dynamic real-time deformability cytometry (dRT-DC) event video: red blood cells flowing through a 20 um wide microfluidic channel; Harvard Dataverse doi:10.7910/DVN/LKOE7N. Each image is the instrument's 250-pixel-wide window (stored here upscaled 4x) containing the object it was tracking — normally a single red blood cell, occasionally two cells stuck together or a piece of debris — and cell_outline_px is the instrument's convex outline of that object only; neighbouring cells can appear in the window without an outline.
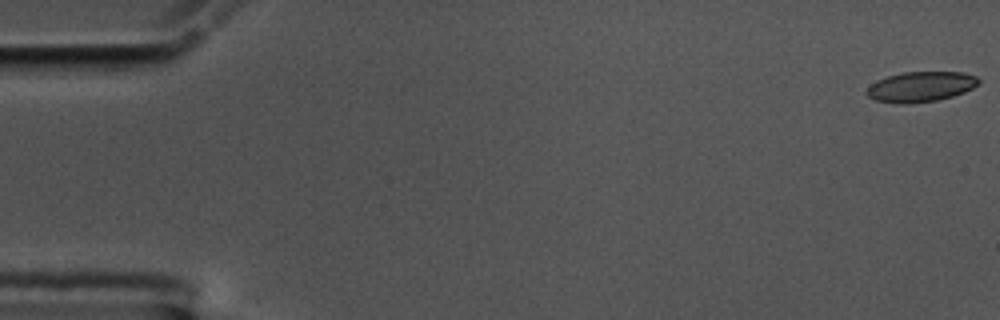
{"species": "common noctule bat (a hibernating species)", "species_latin": "Nyctalus noctula", "temperature_condition": "cold", "stored_images_in_passage": 57, "camera_frame_rate_fps": 3000, "um_per_image_px": 0.085, "animal": {"sex": "male", "body_mass_g": 17.5, "forearm_length_mm": 52.3}, "frame": {"image": 1, "passage_image": 1, "time_ms": 0.0, "image_size_px": [1000, 320], "cell_outline_px": [[980, 80], [972, 88], [964, 92], [952, 96], [936, 100], [908, 104], [896, 104], [876, 100], [868, 96], [864, 92], [876, 80], [900, 72], [964, 72], [976, 76]], "centroid_in_image_um": [78.23, 7.37], "position_along_channel_um": 6.8, "area_um2": 19.71}}
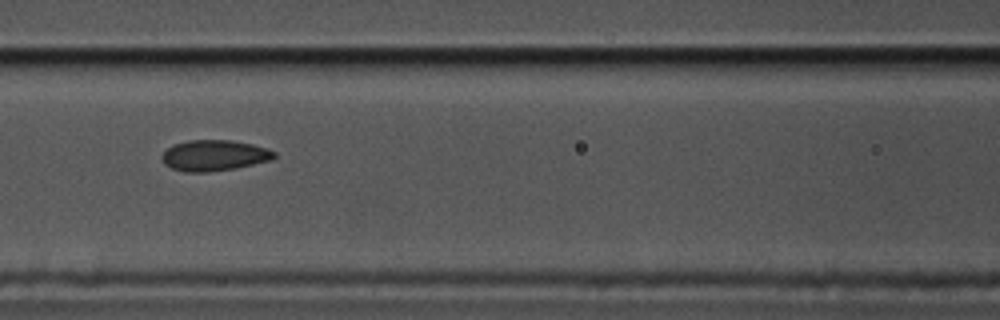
{"frame": {"image": 2, "passage_image": 25, "time_ms": 8.0, "image_size_px": [1000, 320], "cell_outline_px": [[276, 156], [272, 160], [236, 168], [208, 172], [184, 172], [172, 168], [164, 164], [160, 156], [172, 144], [188, 140], [232, 140], [252, 144], [268, 148], [276, 152]], "centroid_in_image_um": [18.21, 13.21], "position_along_channel_um": 148.4, "area_um2": 20.4}}
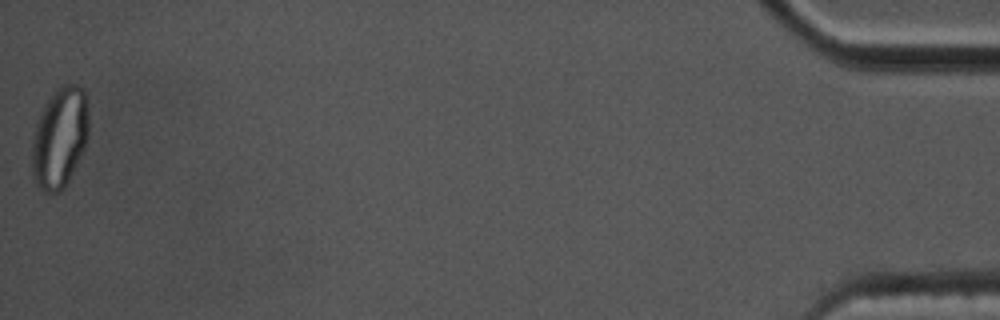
{"frame": {"image": 3, "passage_image": 57, "time_ms": 18.667, "image_size_px": [1000, 320], "cell_outline_px": [[88, 132], [84, 148], [64, 188], [60, 192], [44, 192], [36, 184], [32, 176], [32, 140], [36, 124], [40, 112], [44, 104], [56, 88], [64, 84], [76, 84], [84, 88], [88, 116]], "centroid_in_image_um": [5.06, 11.68], "position_along_channel_um": 430.1, "area_um2": 33.23}, "authors_computed_cell_mechanics": {"area_um2": 20.1722, "velocity_mm_per_s": 3.5591, "shape_relaxation_time_tau1_ms": null, "shape_relaxation_time_tau2_ms": 1.7301, "deformation_change_tau1": null, "deformation_change_tau2": 0.0535}}